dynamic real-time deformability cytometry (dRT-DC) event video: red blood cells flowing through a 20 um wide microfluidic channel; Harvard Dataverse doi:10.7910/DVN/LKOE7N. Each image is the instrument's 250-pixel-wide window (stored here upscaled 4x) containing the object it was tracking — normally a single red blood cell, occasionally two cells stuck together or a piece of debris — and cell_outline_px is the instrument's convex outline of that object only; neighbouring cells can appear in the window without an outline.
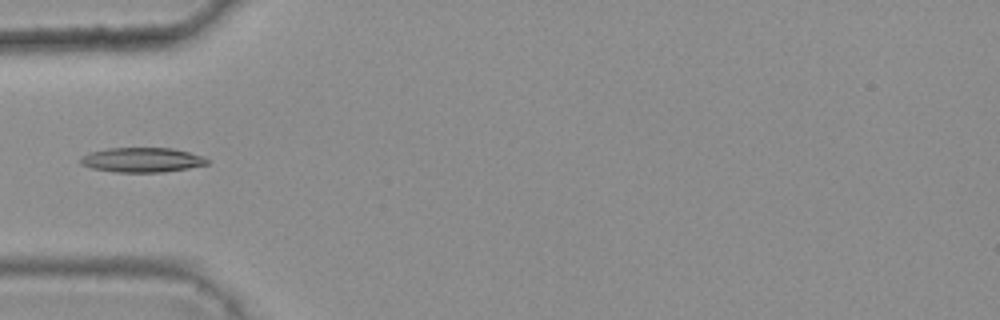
{"species": "common noctule bat (a hibernating species)", "species_latin": "Nyctalus noctula", "temperature_condition": "warm", "stored_images_in_passage": 5, "camera_frame_rate_fps": 3000, "um_per_image_px": 0.085, "animal": {"sex": "female", "body_mass_g": 25.1}, "frame": {"image": 1, "passage_image": 4, "time_ms": 1.0, "image_size_px": [1000, 320], "cell_outline_px": [[208, 164], [188, 168], [164, 172], [116, 172], [92, 168], [80, 164], [80, 156], [88, 152], [108, 148], [172, 148], [204, 156], [208, 160]], "centroid_in_image_um": [12.04, 13.59], "position_along_channel_um": 73.0, "area_um2": 18.26}}
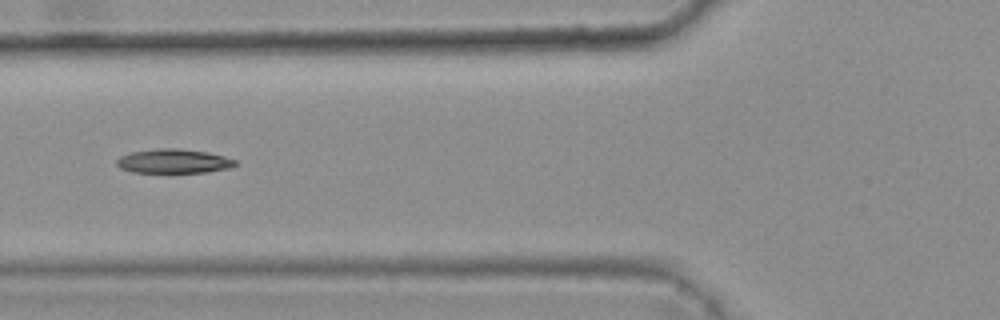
{"frame": {"image": 2, "passage_image": 5, "time_ms": 1.333, "image_size_px": [1000, 320], "cell_outline_px": [[236, 164], [228, 168], [204, 172], [132, 172], [120, 168], [116, 164], [116, 160], [120, 156], [132, 152], [160, 148], [180, 148], [208, 152], [224, 156], [236, 160]], "centroid_in_image_um": [14.74, 13.69], "position_along_channel_um": 111.1, "area_um2": 16.59}}